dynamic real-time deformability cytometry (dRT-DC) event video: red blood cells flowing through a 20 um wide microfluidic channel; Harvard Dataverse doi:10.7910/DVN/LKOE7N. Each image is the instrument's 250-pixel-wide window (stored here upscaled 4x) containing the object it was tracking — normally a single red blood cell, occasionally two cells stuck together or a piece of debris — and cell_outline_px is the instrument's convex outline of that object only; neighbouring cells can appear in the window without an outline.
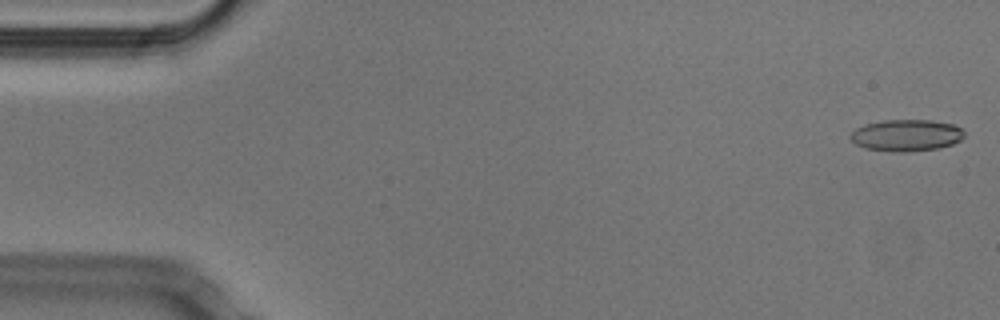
{"species": "Egyptian fruit bat (a non-hibernating species)", "species_latin": "Rousettus aegyptiacus", "temperature_condition": "cold", "stored_images_in_passage": 52, "camera_frame_rate_fps": 3000, "um_per_image_px": 0.085, "animal": {"sex": "male"}, "frame": {"image": 1, "passage_image": 1, "time_ms": 0.0, "image_size_px": [1000, 320], "cell_outline_px": [[964, 136], [960, 140], [952, 144], [940, 148], [908, 152], [892, 152], [864, 148], [856, 144], [848, 136], [856, 128], [864, 124], [884, 120], [932, 120], [952, 124], [960, 128], [964, 132]], "centroid_in_image_um": [77.02, 11.51], "position_along_channel_um": 8.0, "area_um2": 21.15}}
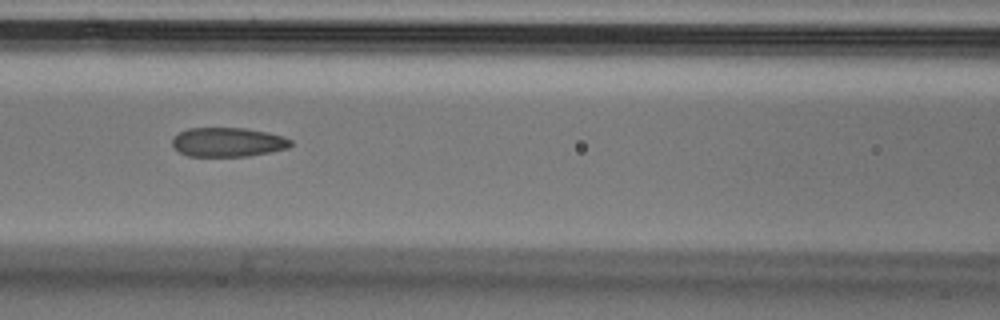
{"frame": {"image": 2, "passage_image": 22, "time_ms": 7.0, "image_size_px": [1000, 320], "cell_outline_px": [[292, 144], [288, 148], [248, 156], [188, 156], [180, 152], [172, 144], [172, 136], [188, 128], [244, 128], [268, 132], [284, 136], [292, 140]], "centroid_in_image_um": [19.37, 12.07], "position_along_channel_um": 147.2, "area_um2": 20.17}}
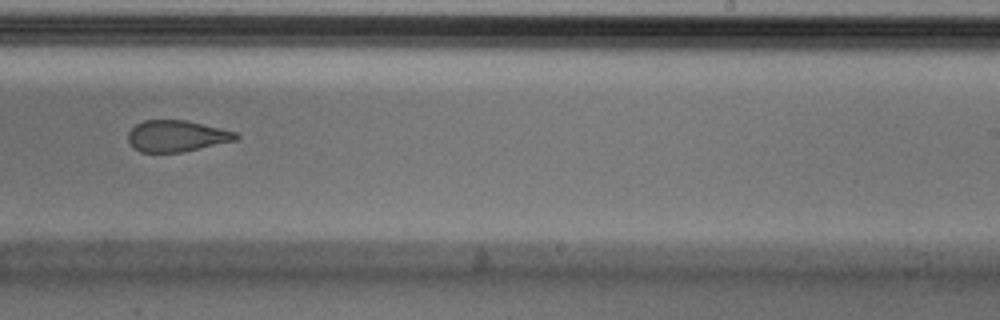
{"frame": {"image": 3, "passage_image": 32, "time_ms": 10.333, "image_size_px": [1000, 320], "cell_outline_px": [[240, 136], [236, 140], [184, 152], [140, 152], [132, 148], [128, 140], [128, 132], [136, 124], [144, 120], [184, 120], [220, 128], [236, 132]], "centroid_in_image_um": [14.99, 11.57], "position_along_channel_um": 274.0, "area_um2": 19.71}, "authors_computed_cell_mechanics": {"area_um2": 21.4438, "velocity_mm_per_s": 3.8113, "shape_relaxation_time_tau1_ms": 9.4359, "shape_relaxation_time_tau2_ms": 2.2212, "deformation_change_tau1": 0.1825, "deformation_change_tau2": 0.0922}}